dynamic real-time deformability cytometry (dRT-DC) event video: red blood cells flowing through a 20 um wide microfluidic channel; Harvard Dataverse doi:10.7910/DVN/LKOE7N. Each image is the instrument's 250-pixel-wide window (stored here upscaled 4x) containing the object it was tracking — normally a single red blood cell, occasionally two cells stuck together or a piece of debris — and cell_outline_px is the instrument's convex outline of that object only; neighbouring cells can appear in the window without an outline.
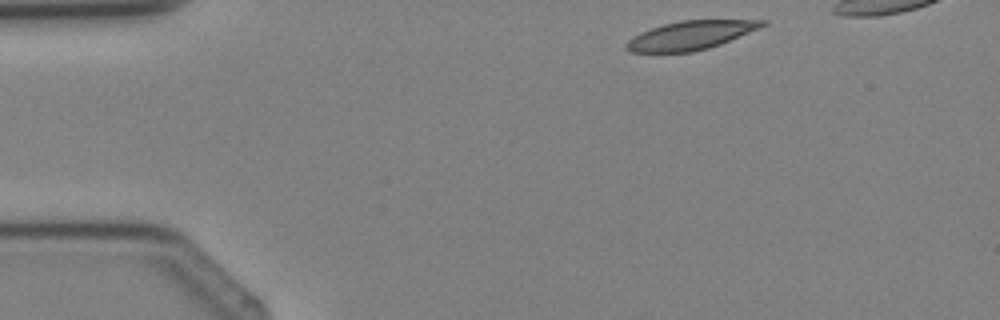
{"species": "Egyptian fruit bat (a non-hibernating species)", "species_latin": "Rousettus aegyptiacus", "temperature_condition": "cold", "stored_images_in_passage": 4, "segment_of_instrument_passage": [2, 2], "camera_frame_rate_fps": 3000, "um_per_image_px": 0.085, "animal": {"sex": "female"}, "frame": {"image": 1, "passage_image": 4, "time_ms": 3.333, "image_size_px": [1000, 320], "cell_outline_px": [[768, 24], [760, 28], [720, 44], [708, 48], [692, 52], [632, 52], [624, 48], [624, 44], [632, 36], [640, 32], [664, 24], [680, 20], [768, 20]], "centroid_in_image_um": [58.69, 3.0], "position_along_channel_um": 26.3, "area_um2": 22.72}}